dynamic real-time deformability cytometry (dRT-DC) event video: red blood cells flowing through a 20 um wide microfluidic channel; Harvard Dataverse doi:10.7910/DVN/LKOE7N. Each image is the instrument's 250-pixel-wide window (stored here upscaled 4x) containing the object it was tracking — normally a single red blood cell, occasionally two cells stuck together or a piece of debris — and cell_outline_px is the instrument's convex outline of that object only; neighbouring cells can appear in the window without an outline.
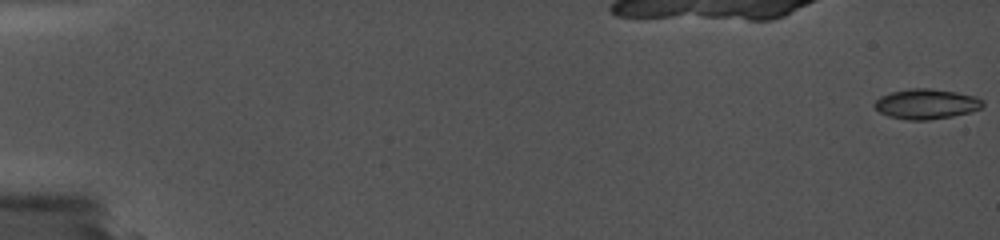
{"species": "common noctule bat (a hibernating species)", "species_latin": "Nyctalus noctula", "temperature_condition": "cold", "stored_images_in_passage": 49, "camera_frame_rate_fps": 5000, "um_per_image_px": 0.085, "animal": {"sex": "female", "body_mass_g": 19.0, "forearm_length_mm": 56.7}, "frame": {"image": 1, "passage_image": 1, "time_ms": 0.0, "image_size_px": [1000, 240], "cell_outline_px": [[984, 104], [980, 108], [968, 112], [952, 116], [928, 120], [908, 120], [888, 116], [880, 112], [872, 104], [880, 96], [892, 92], [912, 88], [928, 88], [956, 92], [976, 96], [984, 100]], "centroid_in_image_um": [78.73, 8.83], "position_along_channel_um": 6.3, "area_um2": 18.9}}
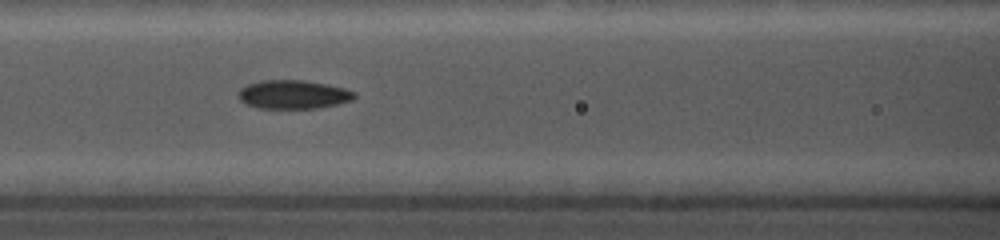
{"frame": {"image": 2, "passage_image": 31, "time_ms": 8.8, "image_size_px": [1000, 240], "cell_outline_px": [[356, 96], [352, 100], [320, 108], [260, 108], [248, 104], [240, 100], [236, 96], [240, 88], [248, 84], [260, 80], [304, 80], [328, 84], [344, 88], [356, 92]], "centroid_in_image_um": [24.92, 8.02], "position_along_channel_um": 141.7, "area_um2": 19.48}}
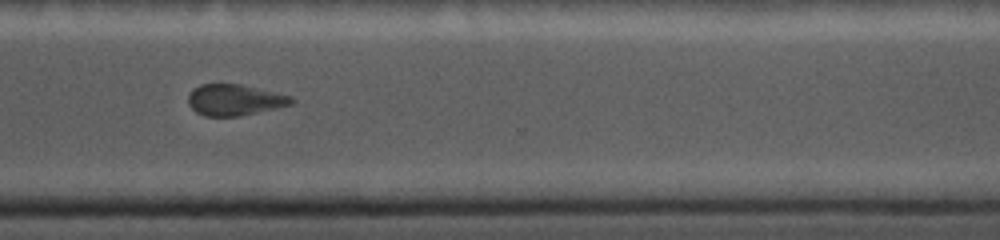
{"frame": {"image": 3, "passage_image": 46, "time_ms": 14.4, "image_size_px": [1000, 240], "cell_outline_px": [[296, 100], [292, 104], [276, 108], [240, 116], [204, 116], [196, 112], [188, 104], [188, 96], [192, 88], [200, 84], [240, 84], [292, 96]], "centroid_in_image_um": [19.93, 8.49], "position_along_channel_um": 350.7, "area_um2": 18.79}}